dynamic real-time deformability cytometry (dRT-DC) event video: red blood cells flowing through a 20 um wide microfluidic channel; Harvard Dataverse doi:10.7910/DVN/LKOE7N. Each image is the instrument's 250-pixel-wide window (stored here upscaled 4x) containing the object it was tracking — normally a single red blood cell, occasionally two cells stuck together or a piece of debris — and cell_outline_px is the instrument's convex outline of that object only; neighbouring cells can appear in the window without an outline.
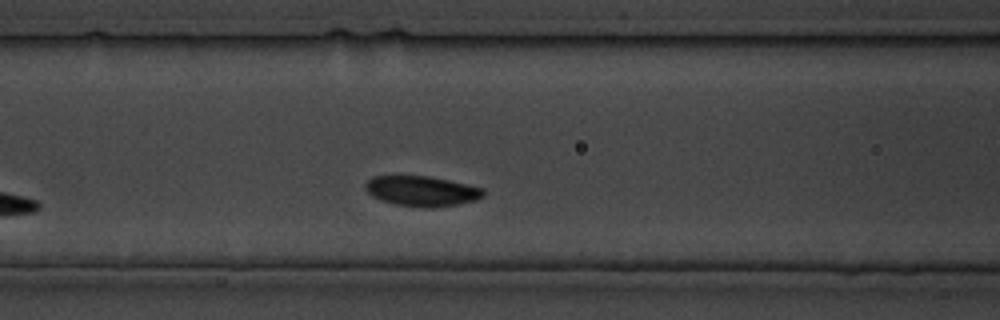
{"species": "common noctule bat (a hibernating species)", "species_latin": "Nyctalus noctula", "temperature_condition": "cold", "stored_images_in_passage": 22, "camera_frame_rate_fps": 3000, "um_per_image_px": 0.085, "animal": {"sex": "male", "body_mass_g": 19.5, "forearm_length_mm": 54.6}, "frame": {"image": 1, "passage_image": 7, "time_ms": 6.667, "image_size_px": [1000, 320], "cell_outline_px": [[484, 196], [476, 200], [456, 204], [432, 208], [428, 208], [396, 204], [380, 200], [372, 196], [364, 188], [364, 184], [372, 176], [428, 176], [448, 180], [484, 188]], "centroid_in_image_um": [35.83, 16.24], "position_along_channel_um": 130.8, "area_um2": 20.69}}